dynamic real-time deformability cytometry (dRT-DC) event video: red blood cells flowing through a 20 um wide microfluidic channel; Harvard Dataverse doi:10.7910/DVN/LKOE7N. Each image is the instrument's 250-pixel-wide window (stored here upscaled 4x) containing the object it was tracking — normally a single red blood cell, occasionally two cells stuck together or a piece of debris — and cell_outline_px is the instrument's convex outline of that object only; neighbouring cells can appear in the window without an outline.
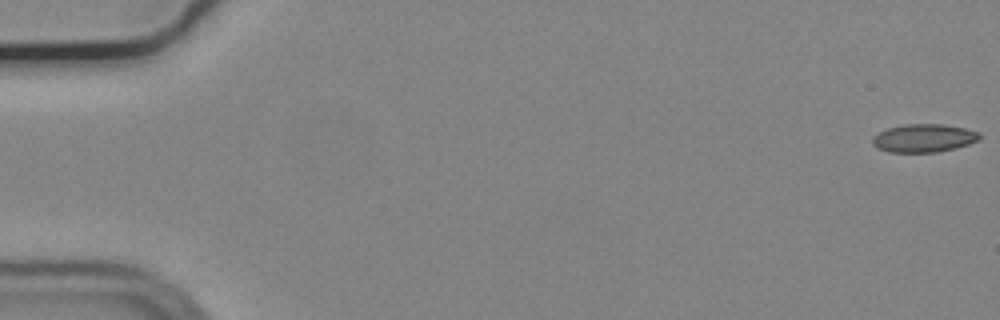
{"species": "common noctule bat (a hibernating species)", "species_latin": "Nyctalus noctula", "temperature_condition": "cold", "stored_images_in_passage": 56, "camera_frame_rate_fps": 3000, "um_per_image_px": 0.085, "animal": {"sex": "male", "body_mass_g": 19.2, "forearm_length_mm": 51.8}, "frame": {"image": 1, "passage_image": 1, "time_ms": 0.0, "image_size_px": [1000, 320], "cell_outline_px": [[980, 136], [976, 140], [968, 144], [956, 148], [936, 152], [888, 152], [876, 148], [872, 144], [872, 136], [888, 128], [904, 124], [944, 124], [964, 128], [980, 132]], "centroid_in_image_um": [78.48, 11.74], "position_along_channel_um": 6.5, "area_um2": 17.57}}
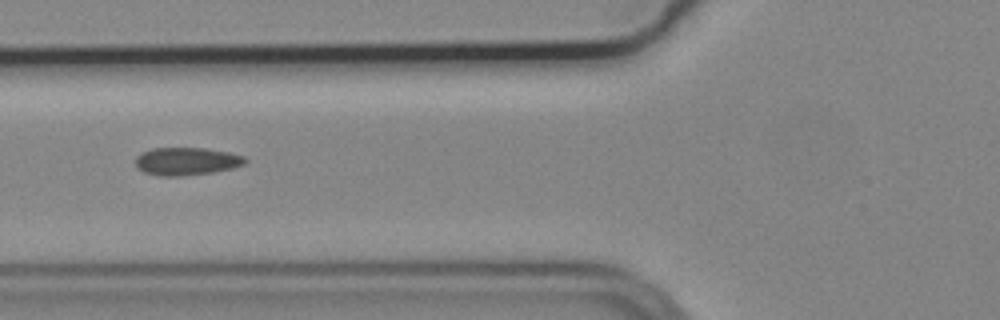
{"frame": {"image": 2, "passage_image": 22, "time_ms": 7.0, "image_size_px": [1000, 320], "cell_outline_px": [[248, 160], [244, 164], [232, 168], [212, 172], [180, 176], [160, 176], [144, 172], [136, 168], [136, 156], [140, 152], [152, 148], [204, 148], [228, 152], [244, 156]], "centroid_in_image_um": [15.82, 13.7], "position_along_channel_um": 110.0, "area_um2": 17.8}}
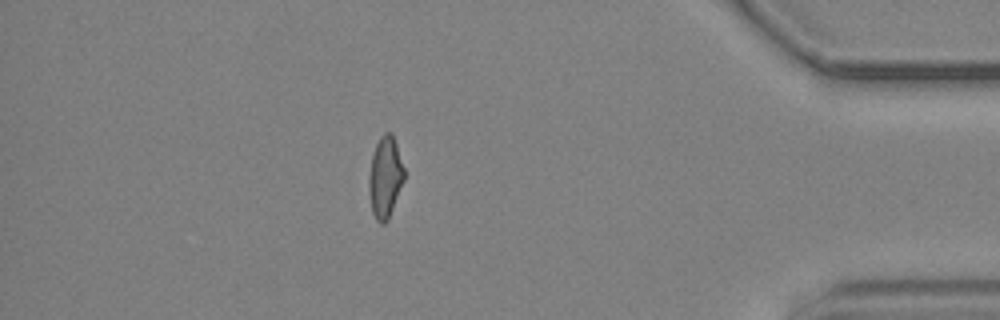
{"frame": {"image": 3, "passage_image": 49, "time_ms": 16.0, "image_size_px": [1000, 320], "cell_outline_px": [[404, 180], [388, 220], [384, 224], [380, 224], [376, 220], [372, 212], [368, 188], [368, 176], [372, 156], [376, 144], [380, 136], [384, 132], [392, 132], [404, 168]], "centroid_in_image_um": [32.73, 15.07], "position_along_channel_um": 402.5, "area_um2": 16.76}, "authors_computed_cell_mechanics": {"area_um2": 17.34, "velocity_mm_per_s": 3.719, "shape_relaxation_time_tau1_ms": null, "shape_relaxation_time_tau2_ms": 2.5857, "deformation_change_tau1": null, "deformation_change_tau2": 0.062}}